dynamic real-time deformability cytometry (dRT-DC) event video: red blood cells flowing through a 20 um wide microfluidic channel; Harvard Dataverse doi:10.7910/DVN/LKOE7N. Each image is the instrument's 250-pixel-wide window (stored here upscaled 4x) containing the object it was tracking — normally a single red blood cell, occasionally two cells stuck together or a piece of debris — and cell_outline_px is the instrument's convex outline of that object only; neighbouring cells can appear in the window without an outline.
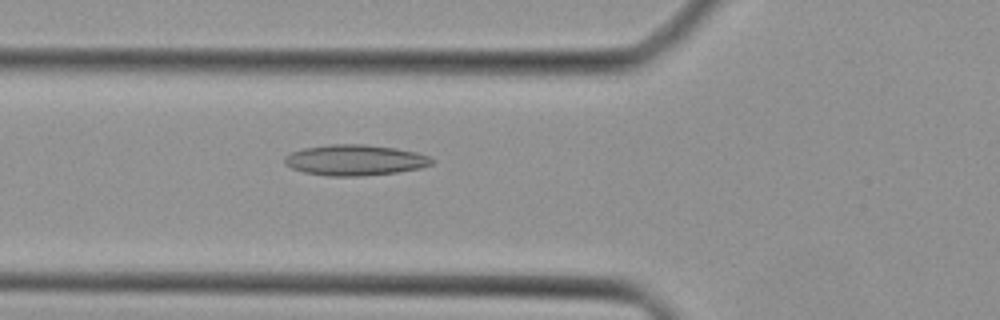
{"species": "Egyptian fruit bat (a non-hibernating species)", "species_latin": "Rousettus aegyptiacus", "temperature_condition": "cold", "stored_images_in_passage": 43, "camera_frame_rate_fps": 3000, "um_per_image_px": 0.085, "animal": {"sex": "female"}, "frame": {"image": 1, "passage_image": 16, "time_ms": 5.0, "image_size_px": [1000, 320], "cell_outline_px": [[436, 160], [432, 164], [420, 168], [396, 172], [360, 176], [328, 176], [304, 172], [292, 168], [284, 164], [284, 156], [292, 152], [304, 148], [328, 144], [364, 144], [396, 148], [416, 152], [428, 156]], "centroid_in_image_um": [30.17, 13.6], "position_along_channel_um": 95.6, "area_um2": 26.41}}
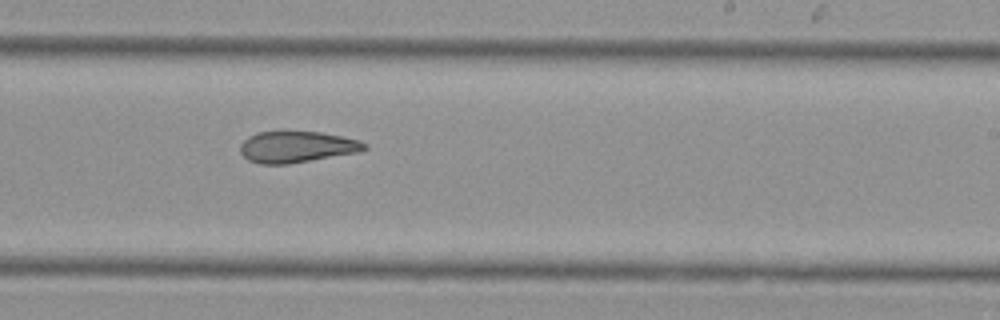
{"frame": {"image": 2, "passage_image": 27, "time_ms": 8.667, "image_size_px": [1000, 320], "cell_outline_px": [[368, 148], [360, 152], [288, 164], [260, 164], [248, 160], [240, 152], [240, 144], [248, 136], [256, 132], [320, 132], [360, 140], [368, 144]], "centroid_in_image_um": [25.24, 12.49], "position_along_channel_um": 263.8, "area_um2": 22.72}}
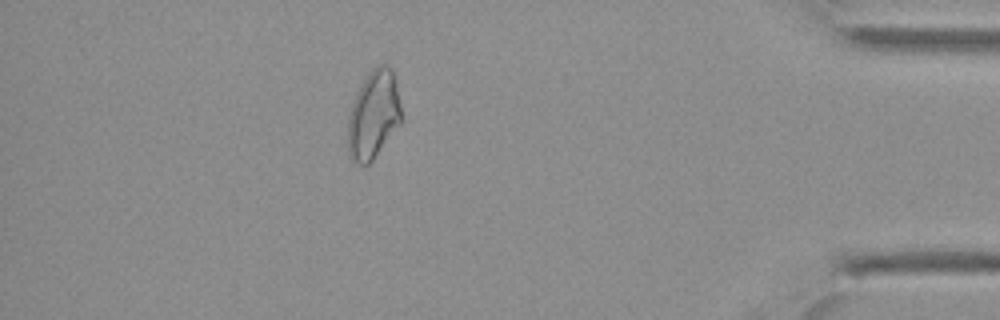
{"frame": {"image": 3, "passage_image": 39, "time_ms": 12.667, "image_size_px": [1000, 320], "cell_outline_px": [[400, 124], [372, 160], [368, 164], [356, 164], [348, 156], [348, 120], [352, 104], [356, 92], [368, 72], [376, 64], [388, 64], [392, 68], [396, 80], [400, 104]], "centroid_in_image_um": [31.74, 9.72], "position_along_channel_um": 403.5, "area_um2": 27.51}}